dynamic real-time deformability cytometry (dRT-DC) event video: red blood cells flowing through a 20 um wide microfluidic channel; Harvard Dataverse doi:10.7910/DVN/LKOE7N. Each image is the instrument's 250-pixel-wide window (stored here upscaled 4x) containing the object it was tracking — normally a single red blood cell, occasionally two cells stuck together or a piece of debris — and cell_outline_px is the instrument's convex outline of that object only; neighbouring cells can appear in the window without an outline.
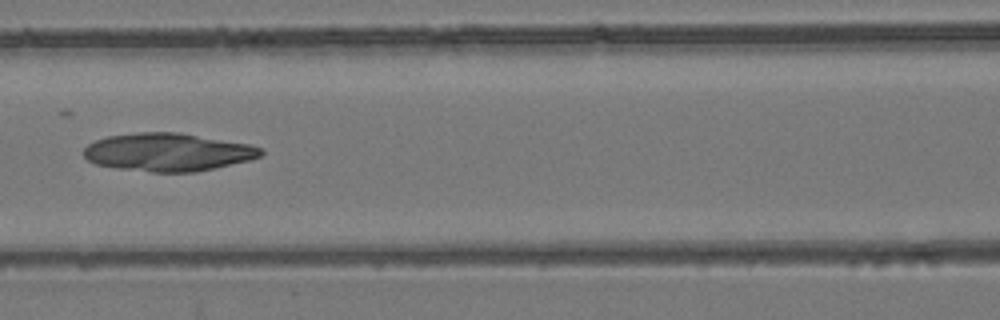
{"species": "common noctule bat (a hibernating species)", "species_latin": "Nyctalus noctula", "temperature_condition": "room temperature", "stored_images_in_passage": 4, "camera_frame_rate_fps": 3000, "um_per_image_px": 0.085, "animal": {"sex": "female", "body_mass_g": 24.6, "forearm_length_mm": 56.2}, "frame": {"image": 1, "passage_image": 4, "time_ms": 3.333, "image_size_px": [1000, 320], "cell_outline_px": [[264, 152], [260, 156], [252, 160], [196, 172], [152, 172], [116, 168], [96, 164], [88, 160], [84, 156], [84, 148], [88, 144], [96, 140], [108, 136], [136, 132], [180, 132], [248, 144], [264, 148]], "centroid_in_image_um": [14.29, 12.93], "position_along_channel_um": 152.3, "area_um2": 39.42}}